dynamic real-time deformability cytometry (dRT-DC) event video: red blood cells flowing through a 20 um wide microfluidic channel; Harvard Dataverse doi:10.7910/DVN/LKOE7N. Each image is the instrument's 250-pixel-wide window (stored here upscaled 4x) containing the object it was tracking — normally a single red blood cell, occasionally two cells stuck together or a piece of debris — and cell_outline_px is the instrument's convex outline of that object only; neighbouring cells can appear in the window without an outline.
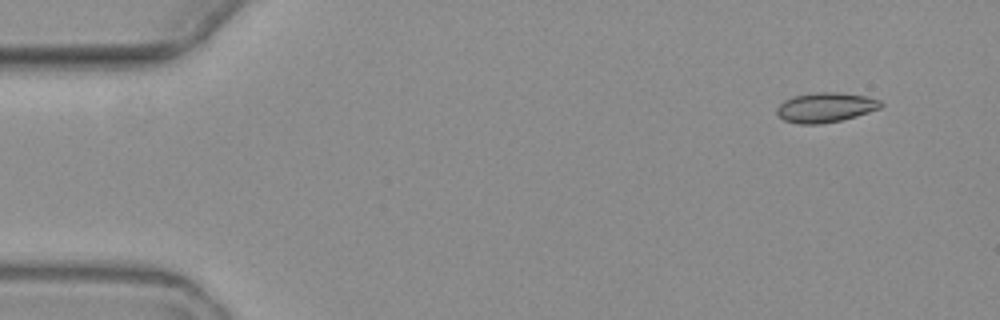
{"species": "common noctule bat (a hibernating species)", "species_latin": "Nyctalus noctula", "temperature_condition": "warm", "stored_images_in_passage": 7, "camera_frame_rate_fps": 3000, "um_per_image_px": 0.085, "animal": {"sex": "female", "body_mass_g": 19.3, "forearm_length_mm": 54.1}, "frame": {"image": 1, "passage_image": 2, "time_ms": 1.333, "image_size_px": [1000, 320], "cell_outline_px": [[884, 104], [880, 108], [856, 116], [840, 120], [820, 124], [800, 124], [784, 120], [776, 112], [776, 108], [784, 100], [792, 96], [816, 92], [840, 92], [864, 96], [880, 100]], "centroid_in_image_um": [70.15, 9.12], "position_along_channel_um": 14.8, "area_um2": 17.98}}
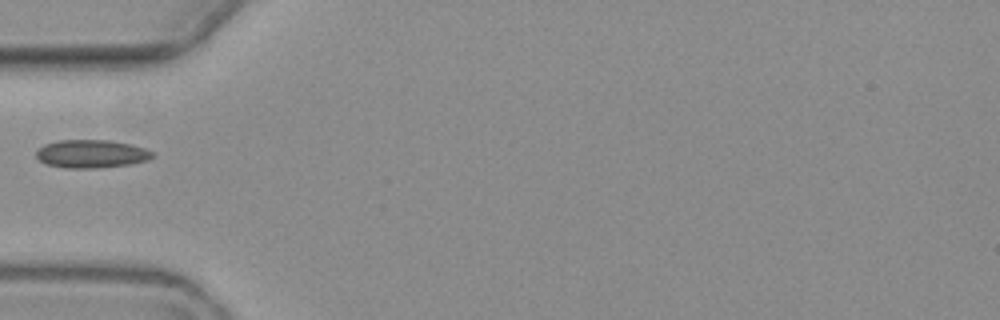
{"frame": {"image": 2, "passage_image": 6, "time_ms": 6.333, "image_size_px": [1000, 320], "cell_outline_px": [[152, 156], [148, 160], [128, 164], [96, 168], [64, 168], [48, 164], [40, 160], [36, 156], [36, 152], [44, 144], [60, 140], [108, 140], [132, 144], [144, 148], [152, 152]], "centroid_in_image_um": [7.75, 13.07], "position_along_channel_um": 77.2, "area_um2": 18.84}}
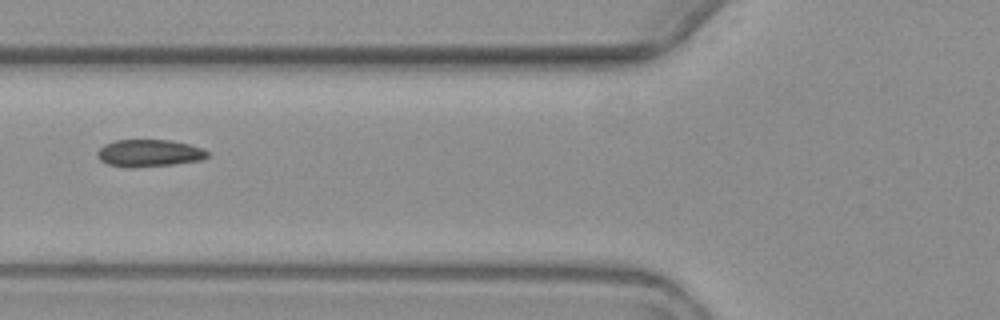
{"frame": {"image": 3, "passage_image": 7, "time_ms": 7.333, "image_size_px": [1000, 320], "cell_outline_px": [[208, 156], [200, 160], [172, 164], [132, 168], [108, 164], [100, 160], [96, 156], [96, 152], [104, 144], [116, 140], [172, 140], [188, 144], [200, 148], [208, 152]], "centroid_in_image_um": [12.63, 13.01], "position_along_channel_um": 113.2, "area_um2": 17.34}}